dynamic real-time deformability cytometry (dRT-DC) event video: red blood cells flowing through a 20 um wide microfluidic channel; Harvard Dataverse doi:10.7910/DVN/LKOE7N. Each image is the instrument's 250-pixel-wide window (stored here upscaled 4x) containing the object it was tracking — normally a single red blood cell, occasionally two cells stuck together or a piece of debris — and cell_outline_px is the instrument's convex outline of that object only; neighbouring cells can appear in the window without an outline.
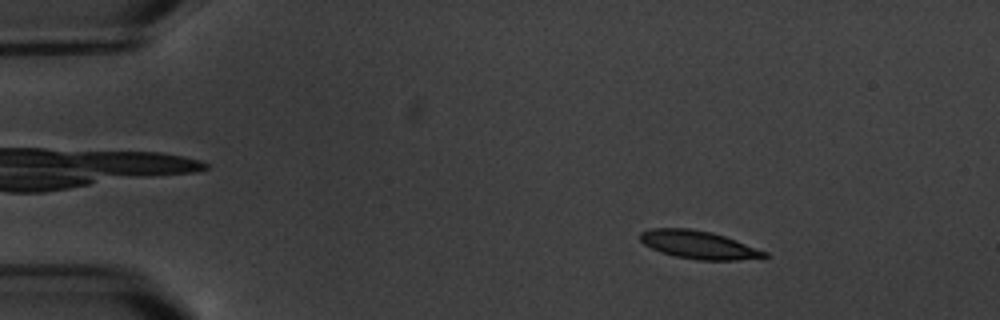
{"species": "common noctule bat (a hibernating species)", "species_latin": "Nyctalus noctula", "temperature_condition": "warm", "stored_images_in_passage": 8, "camera_frame_rate_fps": 3000, "um_per_image_px": 0.085, "animal": {"sex": "male", "body_mass_g": 20.1, "forearm_length_mm": 53.5}, "frame": {"image": 1, "passage_image": 1, "time_ms": 0.0, "image_size_px": [1000, 320], "cell_outline_px": [[768, 256], [764, 260], [696, 260], [676, 256], [660, 252], [644, 244], [640, 240], [640, 232], [652, 228], [692, 228], [712, 232], [736, 240], [768, 252]], "centroid_in_image_um": [59.45, 20.82], "position_along_channel_um": 25.5, "area_um2": 20.63}}
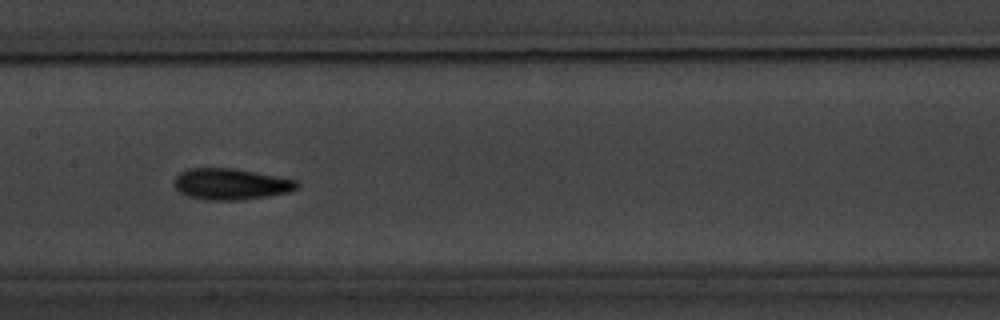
{"frame": {"image": 2, "passage_image": 7, "time_ms": 7.0, "image_size_px": [1000, 320], "cell_outline_px": [[300, 188], [288, 192], [268, 196], [240, 200], [204, 200], [188, 196], [180, 192], [176, 188], [176, 176], [180, 172], [188, 168], [232, 168], [276, 176], [296, 180], [300, 184]], "centroid_in_image_um": [19.64, 15.65], "position_along_channel_um": 187.8, "area_um2": 22.25}}
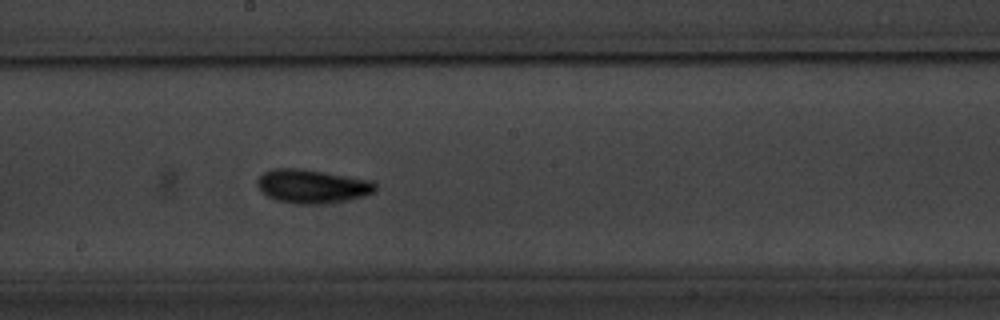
{"frame": {"image": 3, "passage_image": 8, "time_ms": 8.0, "image_size_px": [1000, 320], "cell_outline_px": [[380, 188], [376, 192], [364, 196], [324, 204], [296, 204], [276, 200], [268, 196], [256, 184], [256, 180], [264, 172], [272, 168], [300, 168], [372, 180]], "centroid_in_image_um": [26.57, 15.83], "position_along_channel_um": 221.6, "area_um2": 23.35}}